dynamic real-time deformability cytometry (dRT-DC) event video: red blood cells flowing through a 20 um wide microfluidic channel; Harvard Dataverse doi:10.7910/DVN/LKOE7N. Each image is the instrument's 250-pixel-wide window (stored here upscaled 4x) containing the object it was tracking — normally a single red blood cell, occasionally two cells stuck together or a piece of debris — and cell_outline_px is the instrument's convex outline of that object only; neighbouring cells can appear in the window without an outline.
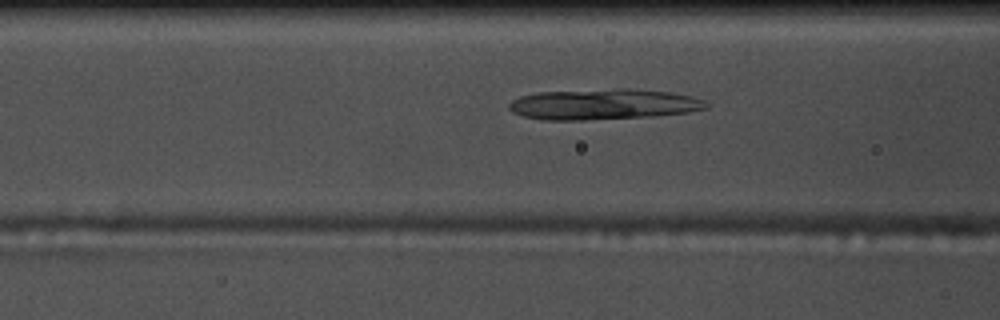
{"species": "common noctule bat (a hibernating species)", "species_latin": "Nyctalus noctula", "temperature_condition": "warm", "stored_images_in_passage": 45, "camera_frame_rate_fps": 3000, "um_per_image_px": 0.085, "animal": {"sex": "male", "body_mass_g": 17.5, "forearm_length_mm": 52.3}, "frame": {"image": 1, "passage_image": 12, "time_ms": 3.667, "image_size_px": [1000, 320], "cell_outline_px": [[708, 108], [688, 112], [652, 116], [580, 120], [544, 120], [524, 116], [512, 112], [508, 108], [508, 104], [512, 100], [520, 96], [536, 92], [620, 88], [628, 88], [668, 92], [692, 96], [704, 100], [708, 104]], "centroid_in_image_um": [51.26, 8.86], "position_along_channel_um": 115.3, "area_um2": 35.32}}
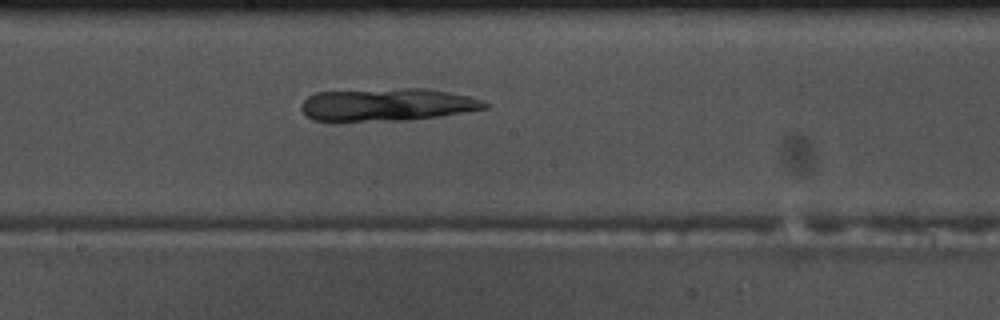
{"frame": {"image": 2, "passage_image": 20, "time_ms": 6.333, "image_size_px": [1000, 320], "cell_outline_px": [[492, 104], [488, 108], [440, 116], [408, 120], [336, 124], [332, 124], [312, 120], [300, 108], [300, 104], [308, 96], [316, 92], [404, 88], [428, 88], [468, 96], [484, 100]], "centroid_in_image_um": [32.84, 8.94], "position_along_channel_um": 215.4, "area_um2": 36.24}}
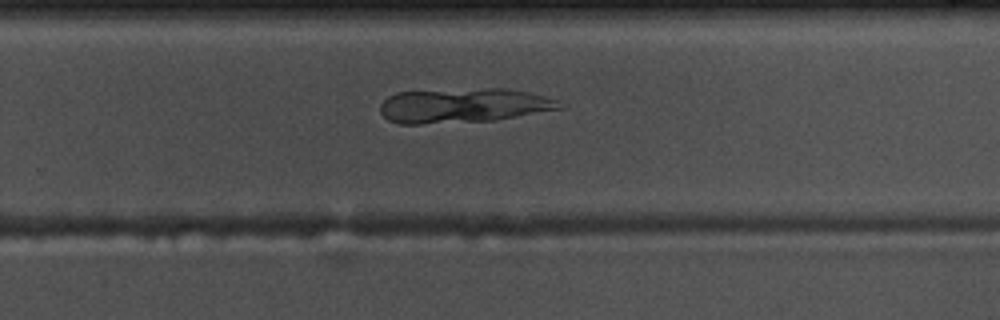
{"frame": {"image": 3, "passage_image": 26, "time_ms": 8.333, "image_size_px": [1000, 320], "cell_outline_px": [[564, 108], [496, 120], [420, 124], [400, 124], [388, 120], [380, 112], [380, 104], [388, 96], [396, 92], [484, 88], [504, 88], [528, 92], [544, 96], [556, 100], [564, 104]], "centroid_in_image_um": [39.38, 8.97], "position_along_channel_um": 290.4, "area_um2": 36.18}}